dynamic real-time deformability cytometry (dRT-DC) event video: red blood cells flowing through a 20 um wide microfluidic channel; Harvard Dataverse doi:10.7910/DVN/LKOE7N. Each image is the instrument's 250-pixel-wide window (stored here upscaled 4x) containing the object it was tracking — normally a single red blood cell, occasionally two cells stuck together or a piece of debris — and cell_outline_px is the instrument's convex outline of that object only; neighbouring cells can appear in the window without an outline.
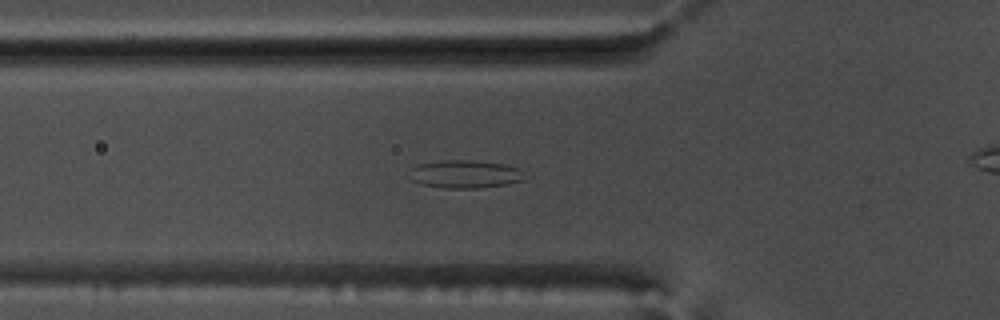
{"species": "common noctule bat (a hibernating species)", "species_latin": "Nyctalus noctula", "temperature_condition": "warm", "stored_images_in_passage": 52, "camera_frame_rate_fps": 3000, "um_per_image_px": 0.085, "animal": {"sex": "male", "body_mass_g": 17.5, "forearm_length_mm": 52.3}, "frame": {"image": 1, "passage_image": 20, "time_ms": 6.333, "image_size_px": [1000, 320], "cell_outline_px": [[524, 180], [508, 184], [476, 188], [444, 188], [420, 184], [412, 180], [412, 168], [420, 164], [448, 160], [472, 160], [500, 164], [520, 168]], "centroid_in_image_um": [39.55, 14.81], "position_along_channel_um": 86.3, "area_um2": 18.38}}
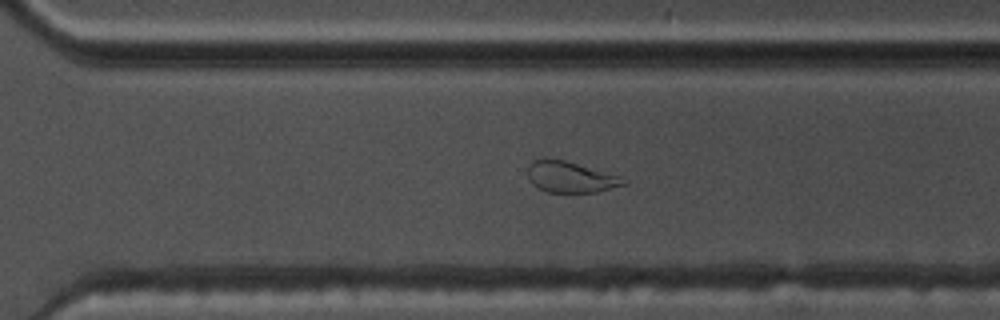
{"frame": {"image": 2, "passage_image": 39, "time_ms": 12.667, "image_size_px": [1000, 320], "cell_outline_px": [[628, 184], [596, 192], [548, 192], [532, 184], [528, 180], [528, 164], [532, 160], [544, 156], [564, 160], [624, 176], [628, 180]], "centroid_in_image_um": [48.51, 15.02], "position_along_channel_um": 322.1, "area_um2": 17.86}}
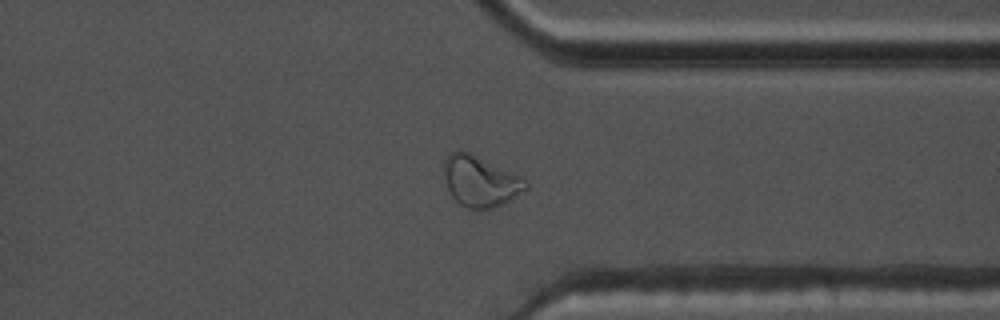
{"frame": {"image": 3, "passage_image": 43, "time_ms": 14.0, "image_size_px": [1000, 320], "cell_outline_px": [[528, 188], [508, 200], [492, 208], [468, 208], [460, 204], [452, 196], [440, 172], [444, 160], [452, 152], [468, 152], [524, 176], [528, 184]], "centroid_in_image_um": [40.8, 15.38], "position_along_channel_um": 370.6, "area_um2": 24.16}}